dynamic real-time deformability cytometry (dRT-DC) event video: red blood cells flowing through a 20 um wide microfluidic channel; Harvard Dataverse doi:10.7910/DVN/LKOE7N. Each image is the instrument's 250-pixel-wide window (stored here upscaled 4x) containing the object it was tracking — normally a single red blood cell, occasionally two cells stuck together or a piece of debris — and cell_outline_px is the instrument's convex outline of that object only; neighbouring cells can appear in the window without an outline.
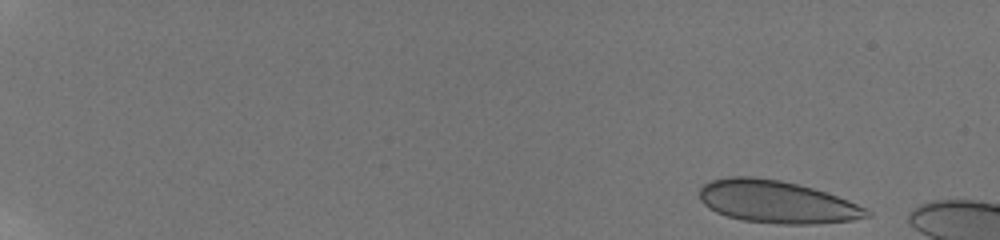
{"species": "human", "species_latin": "Homo sapiens", "temperature_condition": "room temperature", "stored_images_in_passage": 6, "camera_frame_rate_fps": 3000, "um_per_image_px": 0.085, "donor": {"sex": "male"}, "frame": {"image": 1, "passage_image": 1, "time_ms": 0.0, "image_size_px": [1000, 240], "cell_outline_px": [[872, 216], [852, 220], [816, 224], [780, 224], [744, 220], [728, 216], [716, 212], [708, 208], [700, 200], [700, 188], [704, 184], [712, 180], [728, 176], [752, 176], [780, 180], [812, 188], [848, 200], [872, 212]], "centroid_in_image_um": [66.01, 17.16], "position_along_channel_um": 19.0, "area_um2": 41.21}}